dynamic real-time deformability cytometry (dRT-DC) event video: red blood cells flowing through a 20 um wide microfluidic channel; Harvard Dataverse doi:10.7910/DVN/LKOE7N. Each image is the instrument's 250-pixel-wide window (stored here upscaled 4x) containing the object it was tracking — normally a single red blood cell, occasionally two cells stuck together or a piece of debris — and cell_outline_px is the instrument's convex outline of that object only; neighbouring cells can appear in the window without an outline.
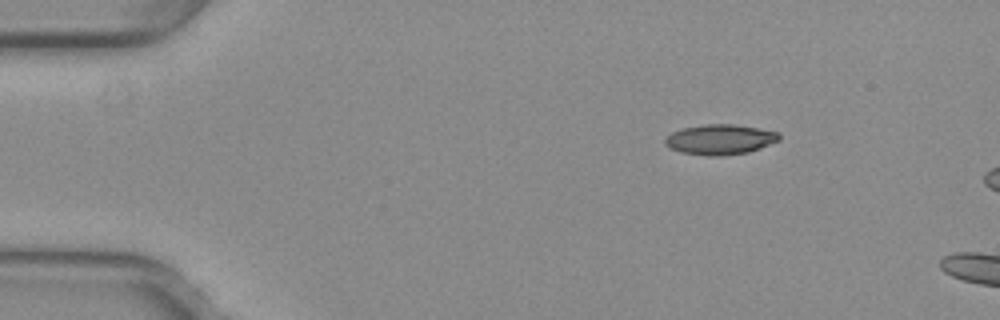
{"species": "common noctule bat (a hibernating species)", "species_latin": "Nyctalus noctula", "temperature_condition": "warm", "stored_images_in_passage": 7, "camera_frame_rate_fps": 3000, "um_per_image_px": 0.085, "animal": {"sex": "female", "body_mass_g": 29.2, "forearm_length_mm": 56.3}, "frame": {"image": 1, "passage_image": 1, "time_ms": 0.0, "image_size_px": [1000, 320], "cell_outline_px": [[780, 140], [760, 148], [748, 152], [720, 156], [708, 156], [680, 152], [664, 144], [664, 140], [672, 132], [684, 128], [704, 124], [732, 124], [760, 128], [780, 132]], "centroid_in_image_um": [61.23, 11.85], "position_along_channel_um": 23.8, "area_um2": 20.06}}